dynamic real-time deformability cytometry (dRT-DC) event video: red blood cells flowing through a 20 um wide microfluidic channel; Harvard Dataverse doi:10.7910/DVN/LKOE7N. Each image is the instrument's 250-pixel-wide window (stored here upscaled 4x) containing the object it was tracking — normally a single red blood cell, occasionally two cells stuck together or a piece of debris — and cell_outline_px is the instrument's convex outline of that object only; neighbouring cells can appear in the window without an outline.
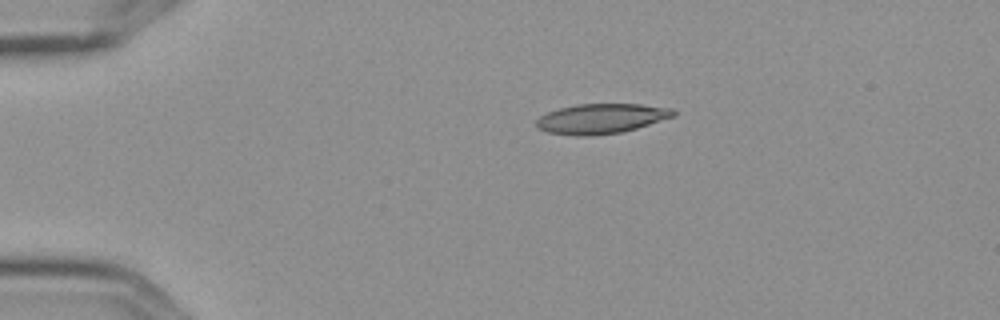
{"species": "Egyptian fruit bat (a non-hibernating species)", "species_latin": "Rousettus aegyptiacus", "temperature_condition": "cold", "stored_images_in_passage": 9, "camera_frame_rate_fps": 3000, "um_per_image_px": 0.085, "frame": {"image": 1, "passage_image": 1, "time_ms": 0.0, "image_size_px": [1000, 320], "cell_outline_px": [[676, 116], [636, 128], [620, 132], [592, 136], [576, 136], [548, 132], [536, 128], [536, 120], [540, 116], [548, 112], [560, 108], [576, 104], [640, 104], [672, 108], [676, 112]], "centroid_in_image_um": [51.1, 10.08], "position_along_channel_um": 33.9, "area_um2": 23.93}}
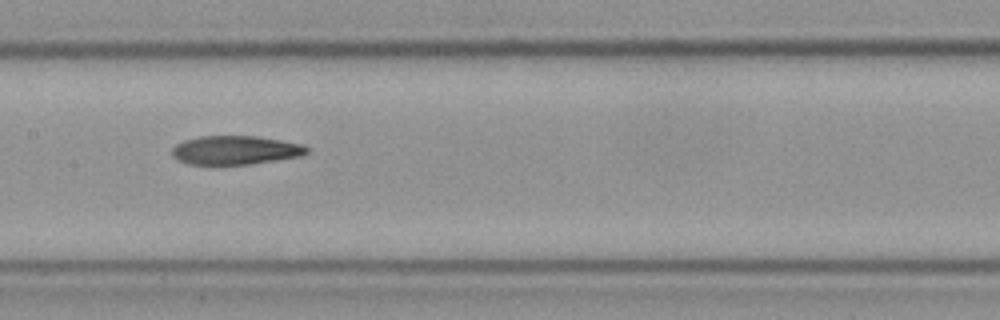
{"frame": {"image": 2, "passage_image": 6, "time_ms": 1.667, "image_size_px": [1000, 320], "cell_outline_px": [[308, 152], [300, 156], [248, 164], [188, 164], [176, 160], [172, 156], [172, 148], [176, 144], [184, 140], [200, 136], [260, 136], [300, 144], [308, 148]], "centroid_in_image_um": [19.95, 12.75], "position_along_channel_um": 187.4, "area_um2": 22.48}}
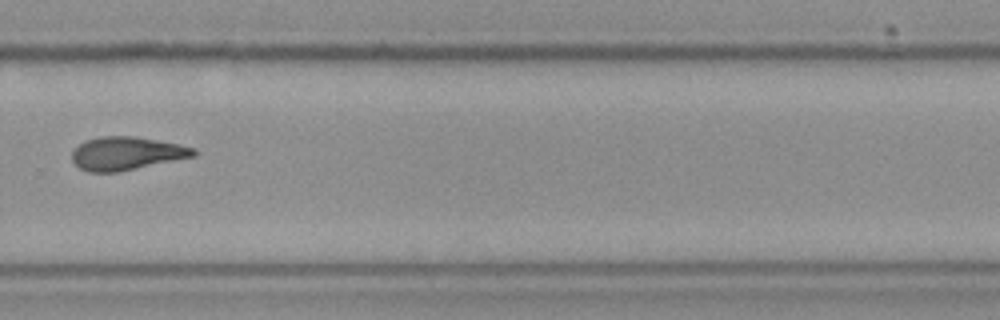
{"frame": {"image": 3, "passage_image": 9, "time_ms": 2.667, "image_size_px": [1000, 320], "cell_outline_px": [[196, 156], [116, 172], [88, 172], [80, 168], [72, 160], [72, 152], [84, 140], [100, 136], [132, 136], [156, 140], [196, 148]], "centroid_in_image_um": [10.73, 13.04], "position_along_channel_um": 319.1, "area_um2": 23.29}}